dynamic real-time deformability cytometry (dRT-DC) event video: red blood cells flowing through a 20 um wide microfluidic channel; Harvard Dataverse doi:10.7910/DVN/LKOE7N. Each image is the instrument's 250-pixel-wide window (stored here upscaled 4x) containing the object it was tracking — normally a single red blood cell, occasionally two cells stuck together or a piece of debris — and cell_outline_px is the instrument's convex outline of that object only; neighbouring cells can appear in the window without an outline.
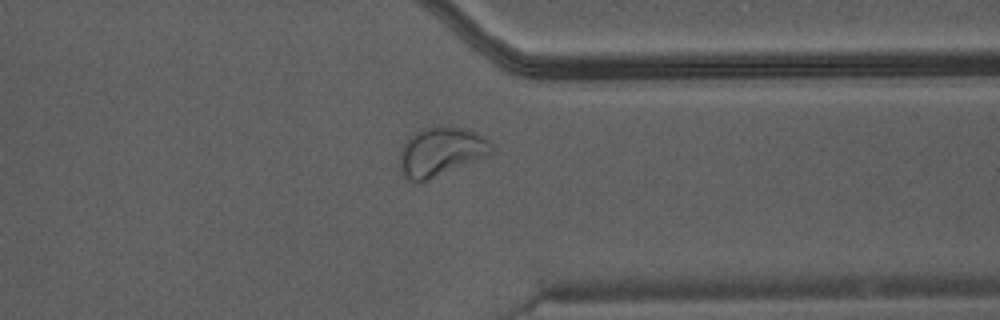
{"species": "Egyptian fruit bat (a non-hibernating species)", "species_latin": "Rousettus aegyptiacus", "temperature_condition": "warm", "stored_images_in_passage": 35, "camera_frame_rate_fps": 3000, "um_per_image_px": 0.085, "animal": {"sex": "male"}, "frame": {"image": 1, "passage_image": 25, "time_ms": 8.0, "image_size_px": [1000, 320], "cell_outline_px": [[496, 148], [488, 156], [420, 184], [408, 180], [400, 172], [400, 148], [408, 136], [412, 132], [420, 128], [440, 124], [464, 128], [488, 140]], "centroid_in_image_um": [37.43, 12.89], "position_along_channel_um": 374.0, "area_um2": 27.05}}